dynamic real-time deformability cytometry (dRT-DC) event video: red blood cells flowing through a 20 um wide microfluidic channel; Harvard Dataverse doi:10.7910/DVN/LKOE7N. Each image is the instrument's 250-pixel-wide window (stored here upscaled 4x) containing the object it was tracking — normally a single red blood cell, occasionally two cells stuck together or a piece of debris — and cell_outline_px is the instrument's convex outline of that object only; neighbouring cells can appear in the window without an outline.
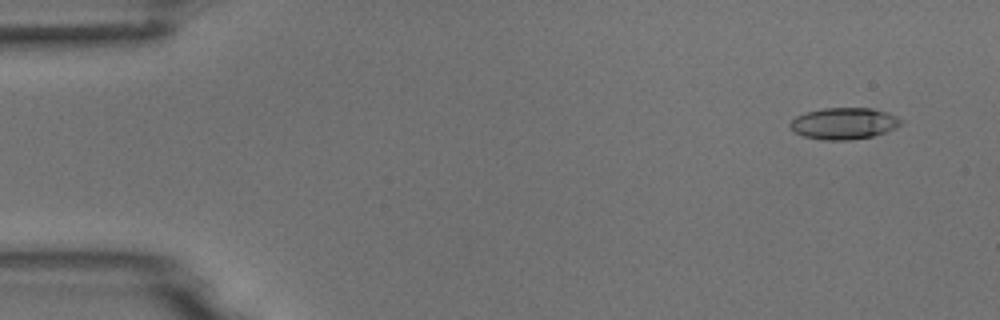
{"species": "common noctule bat (a hibernating species)", "species_latin": "Nyctalus noctula", "temperature_condition": "room temperature", "stored_images_in_passage": 3, "camera_frame_rate_fps": 3000, "um_per_image_px": 0.085, "animal": {"sex": "male", "body_mass_g": 18.8}, "frame": {"image": 1, "passage_image": 1, "time_ms": 0.0, "image_size_px": [1000, 320], "cell_outline_px": [[904, 120], [896, 128], [872, 136], [848, 140], [824, 140], [804, 136], [792, 132], [788, 124], [796, 116], [804, 112], [824, 108], [872, 108], [888, 112]], "centroid_in_image_um": [71.71, 10.49], "position_along_channel_um": 13.3, "area_um2": 20.52}}